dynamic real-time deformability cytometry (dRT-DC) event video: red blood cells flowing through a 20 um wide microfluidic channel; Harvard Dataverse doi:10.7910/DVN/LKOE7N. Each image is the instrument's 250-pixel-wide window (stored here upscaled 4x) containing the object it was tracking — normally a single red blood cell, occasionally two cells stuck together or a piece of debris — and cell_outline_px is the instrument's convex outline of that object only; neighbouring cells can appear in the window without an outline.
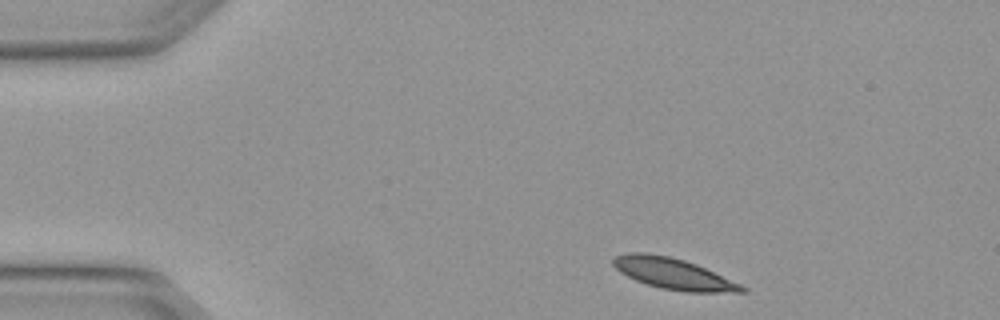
{"species": "Egyptian fruit bat (a non-hibernating species)", "species_latin": "Rousettus aegyptiacus", "temperature_condition": "warm", "stored_images_in_passage": 3, "camera_frame_rate_fps": 3000, "um_per_image_px": 0.085, "animal": {"sex": "female"}, "frame": {"image": 1, "passage_image": 1, "time_ms": 0.0, "image_size_px": [1000, 320], "cell_outline_px": [[748, 292], [684, 292], [660, 288], [636, 280], [620, 272], [612, 264], [612, 260], [616, 256], [628, 252], [648, 252], [668, 256], [684, 260], [696, 264], [740, 284], [748, 288]], "centroid_in_image_um": [57.23, 23.26], "position_along_channel_um": 27.8, "area_um2": 23.18}}
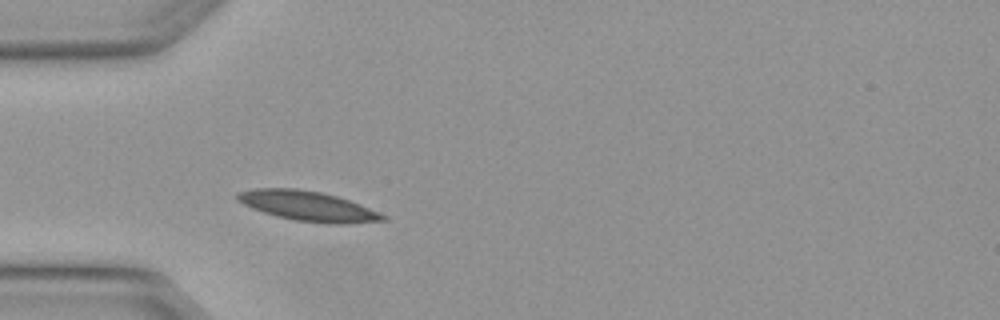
{"frame": {"image": 2, "passage_image": 3, "time_ms": 0.667, "image_size_px": [1000, 320], "cell_outline_px": [[388, 220], [348, 224], [328, 224], [296, 220], [276, 216], [252, 208], [236, 200], [236, 192], [256, 188], [296, 188], [320, 192], [336, 196], [360, 204], [388, 216]], "centroid_in_image_um": [26.18, 17.52], "position_along_channel_um": 58.8, "area_um2": 25.37}}